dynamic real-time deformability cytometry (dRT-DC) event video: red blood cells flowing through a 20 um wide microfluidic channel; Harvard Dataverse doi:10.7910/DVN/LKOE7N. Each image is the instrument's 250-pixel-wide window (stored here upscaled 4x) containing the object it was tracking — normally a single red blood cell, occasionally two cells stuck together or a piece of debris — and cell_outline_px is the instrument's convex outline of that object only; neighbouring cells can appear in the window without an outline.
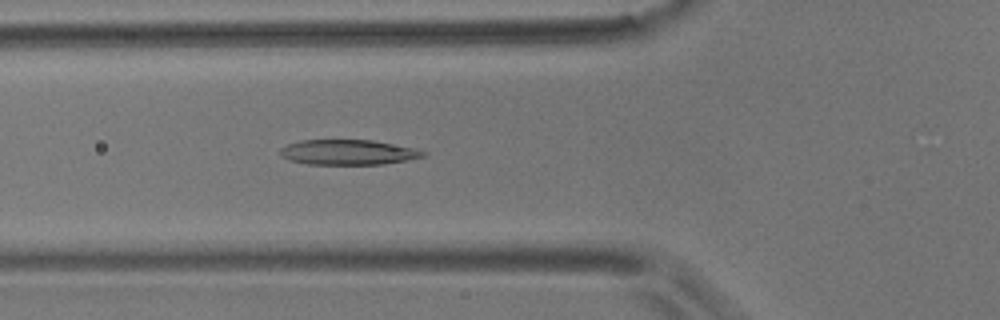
{"species": "common noctule bat (a hibernating species)", "species_latin": "Nyctalus noctula", "temperature_condition": "room temperature", "stored_images_in_passage": 54, "camera_frame_rate_fps": 3000, "um_per_image_px": 0.085, "animal": {"sex": "male", "body_mass_g": 17.9}, "frame": {"image": 1, "passage_image": 19, "time_ms": 6.0, "image_size_px": [1000, 320], "cell_outline_px": [[428, 156], [384, 164], [308, 164], [288, 160], [280, 156], [280, 148], [288, 144], [300, 140], [372, 140], [416, 148], [428, 152]], "centroid_in_image_um": [29.61, 12.94], "position_along_channel_um": 96.2, "area_um2": 21.1}}
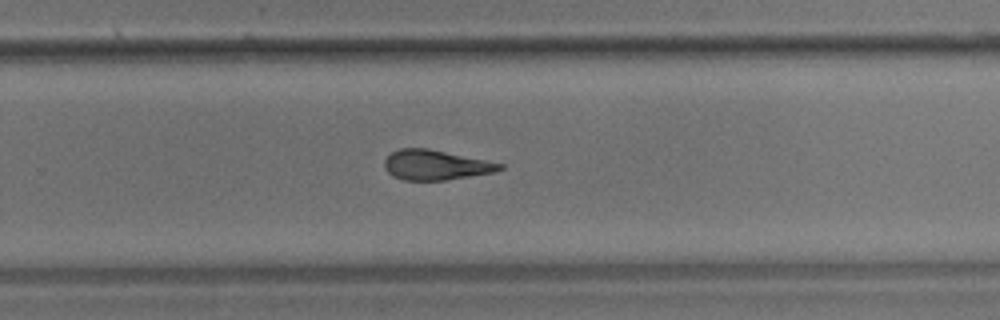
{"frame": {"image": 2, "passage_image": 35, "time_ms": 11.333, "image_size_px": [1000, 320], "cell_outline_px": [[504, 168], [492, 172], [444, 180], [404, 180], [392, 176], [384, 168], [384, 160], [392, 152], [400, 148], [428, 148], [504, 164]], "centroid_in_image_um": [36.98, 14.02], "position_along_channel_um": 292.8, "area_um2": 19.88}}
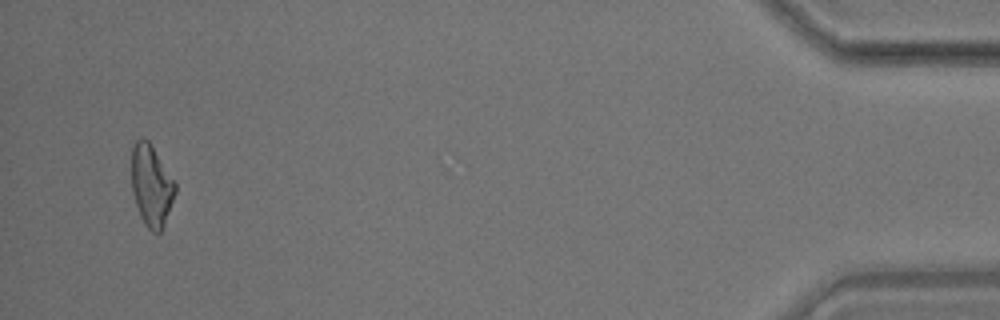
{"frame": {"image": 3, "passage_image": 52, "time_ms": 17.0, "image_size_px": [1000, 320], "cell_outline_px": [[176, 192], [164, 224], [160, 232], [152, 232], [144, 224], [140, 216], [132, 192], [132, 144], [140, 136], [144, 136], [148, 140], [176, 180]], "centroid_in_image_um": [12.87, 15.72], "position_along_channel_um": 422.3, "area_um2": 20.98}, "authors_computed_cell_mechanics": {"area_um2": 21.2126, "velocity_mm_per_s": 3.6822, "shape_relaxation_time_tau1_ms": 5.5377, "shape_relaxation_time_tau2_ms": 2.143, "deformation_change_tau1": 0.175, "deformation_change_tau2": 0.1083}}